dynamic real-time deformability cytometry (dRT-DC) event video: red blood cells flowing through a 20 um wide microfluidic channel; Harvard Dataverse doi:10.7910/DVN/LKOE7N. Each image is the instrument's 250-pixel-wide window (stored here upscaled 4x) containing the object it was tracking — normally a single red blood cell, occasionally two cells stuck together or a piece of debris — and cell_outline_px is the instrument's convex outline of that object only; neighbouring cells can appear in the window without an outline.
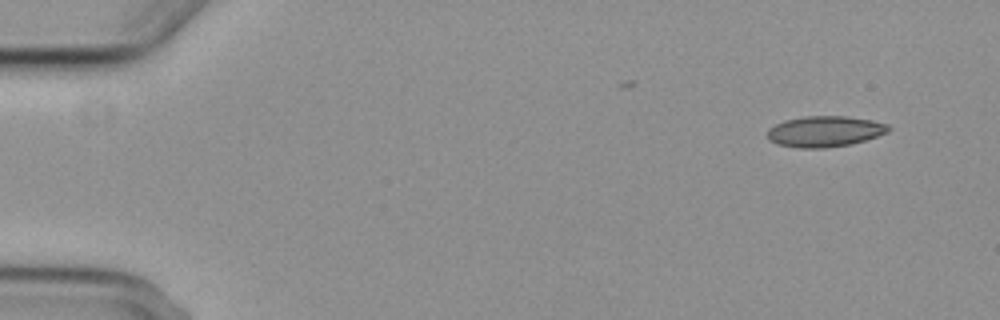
{"species": "common noctule bat (a hibernating species)", "species_latin": "Nyctalus noctula", "temperature_condition": "cold", "stored_images_in_passage": 4, "camera_frame_rate_fps": 3000, "um_per_image_px": 0.085, "animal": {"sex": "female", "body_mass_g": 29.2, "forearm_length_mm": 56.3}, "frame": {"image": 1, "passage_image": 1, "time_ms": 0.0, "image_size_px": [1000, 320], "cell_outline_px": [[892, 128], [888, 132], [864, 140], [848, 144], [824, 148], [796, 148], [776, 144], [768, 140], [768, 128], [784, 120], [804, 116], [848, 116], [872, 120], [888, 124]], "centroid_in_image_um": [70.08, 11.16], "position_along_channel_um": 14.9, "area_um2": 21.85}}